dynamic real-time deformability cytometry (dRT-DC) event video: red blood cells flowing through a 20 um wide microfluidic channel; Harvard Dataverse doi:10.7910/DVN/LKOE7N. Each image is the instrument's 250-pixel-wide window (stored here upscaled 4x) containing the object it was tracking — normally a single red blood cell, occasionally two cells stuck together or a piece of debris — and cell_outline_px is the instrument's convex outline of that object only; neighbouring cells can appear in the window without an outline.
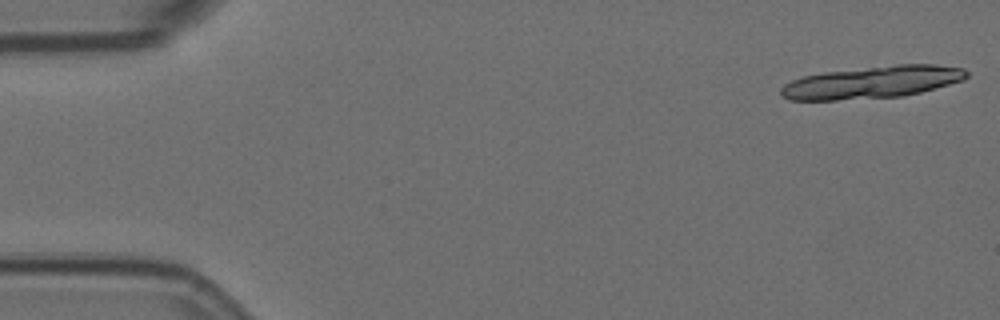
{"species": "Egyptian fruit bat (a non-hibernating species)", "species_latin": "Rousettus aegyptiacus", "temperature_condition": "room temperature", "stored_images_in_passage": 6, "camera_frame_rate_fps": 3000, "um_per_image_px": 0.085, "animal": {"sex": "female"}, "frame": {"image": 1, "passage_image": 1, "time_ms": 0.0, "image_size_px": [1000, 320], "cell_outline_px": [[968, 76], [964, 80], [920, 92], [904, 96], [836, 100], [788, 100], [780, 92], [780, 88], [784, 84], [800, 76], [824, 72], [896, 64], [936, 64], [964, 68], [968, 72]], "centroid_in_image_um": [74.14, 6.98], "position_along_channel_um": 10.9, "area_um2": 35.03}}